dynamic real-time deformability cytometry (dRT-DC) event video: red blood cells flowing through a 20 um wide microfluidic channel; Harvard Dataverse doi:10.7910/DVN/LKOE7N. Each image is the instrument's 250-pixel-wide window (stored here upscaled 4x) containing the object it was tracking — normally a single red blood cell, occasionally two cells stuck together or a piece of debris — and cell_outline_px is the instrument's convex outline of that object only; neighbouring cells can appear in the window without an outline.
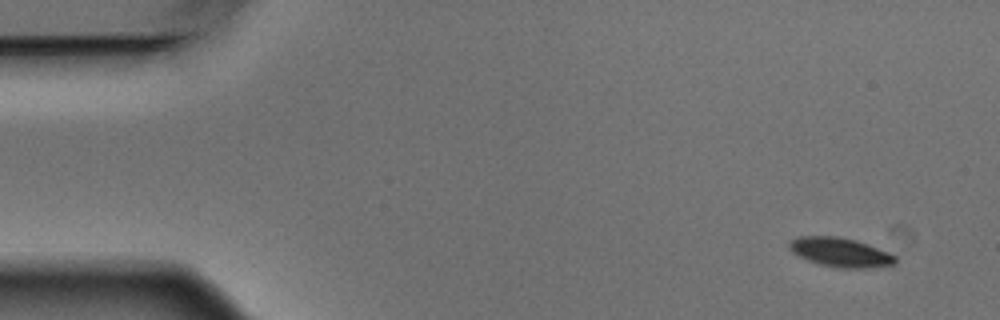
{"species": "Egyptian fruit bat (a non-hibernating species)", "species_latin": "Rousettus aegyptiacus", "temperature_condition": "warm", "stored_images_in_passage": 9, "camera_frame_rate_fps": 3000, "um_per_image_px": 0.085, "animal": {"sex": "male"}, "frame": {"image": 1, "passage_image": 1, "time_ms": 0.0, "image_size_px": [1000, 320], "cell_outline_px": [[896, 264], [868, 268], [836, 268], [820, 264], [808, 260], [792, 252], [788, 248], [788, 244], [792, 240], [800, 236], [836, 236], [856, 240], [868, 244], [888, 252], [896, 256]], "centroid_in_image_um": [71.44, 21.45], "position_along_channel_um": 13.6, "area_um2": 18.03}}
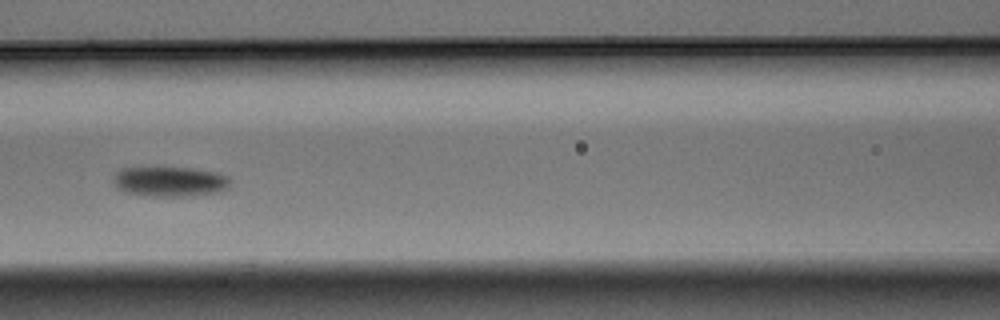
{"frame": {"image": 2, "passage_image": 7, "time_ms": 2.0, "image_size_px": [1000, 320], "cell_outline_px": [[232, 180], [228, 188], [216, 192], [184, 196], [152, 196], [128, 192], [116, 188], [112, 180], [116, 172], [124, 168], [192, 168], [220, 172], [228, 176]], "centroid_in_image_um": [14.48, 15.42], "position_along_channel_um": 152.1, "area_um2": 20.35}}
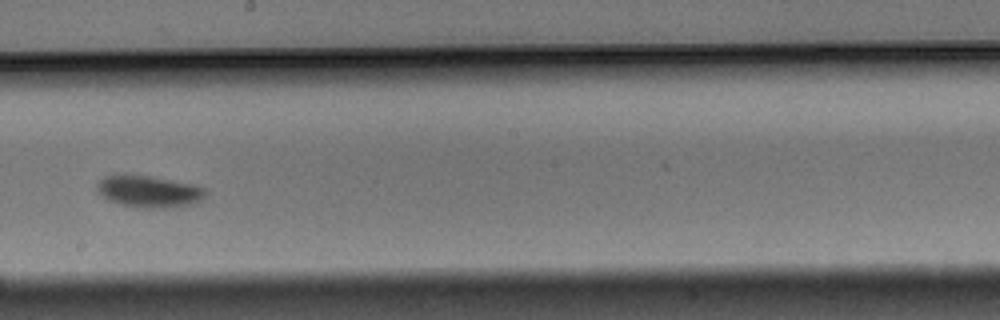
{"frame": {"image": 3, "passage_image": 9, "time_ms": 2.667, "image_size_px": [1000, 320], "cell_outline_px": [[208, 192], [200, 200], [192, 204], [172, 208], [144, 208], [120, 204], [108, 200], [96, 192], [96, 184], [104, 176], [116, 172], [124, 172], [148, 176], [192, 184], [204, 188]], "centroid_in_image_um": [12.58, 16.25], "position_along_channel_um": 235.6, "area_um2": 20.63}}